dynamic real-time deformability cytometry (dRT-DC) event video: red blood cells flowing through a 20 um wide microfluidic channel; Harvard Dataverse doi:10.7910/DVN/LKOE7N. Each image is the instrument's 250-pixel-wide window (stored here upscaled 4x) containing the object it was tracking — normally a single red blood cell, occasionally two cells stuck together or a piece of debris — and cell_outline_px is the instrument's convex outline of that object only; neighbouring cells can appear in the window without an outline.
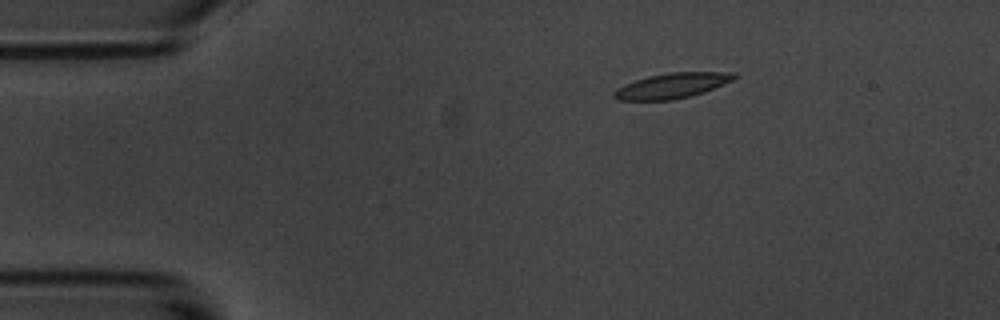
{"species": "common noctule bat (a hibernating species)", "species_latin": "Nyctalus noctula", "temperature_condition": "room temperature", "stored_images_in_passage": 3, "camera_frame_rate_fps": 3000, "um_per_image_px": 0.085, "animal": {"sex": "male", "body_mass_g": 20.1, "forearm_length_mm": 53.5}, "frame": {"image": 1, "passage_image": 1, "time_ms": 0.0, "image_size_px": [1000, 320], "cell_outline_px": [[736, 76], [732, 80], [724, 84], [704, 92], [672, 100], [616, 100], [612, 96], [612, 92], [616, 88], [624, 84], [648, 76], [668, 72], [736, 72]], "centroid_in_image_um": [57.08, 7.28], "position_along_channel_um": 27.9, "area_um2": 17.69}}